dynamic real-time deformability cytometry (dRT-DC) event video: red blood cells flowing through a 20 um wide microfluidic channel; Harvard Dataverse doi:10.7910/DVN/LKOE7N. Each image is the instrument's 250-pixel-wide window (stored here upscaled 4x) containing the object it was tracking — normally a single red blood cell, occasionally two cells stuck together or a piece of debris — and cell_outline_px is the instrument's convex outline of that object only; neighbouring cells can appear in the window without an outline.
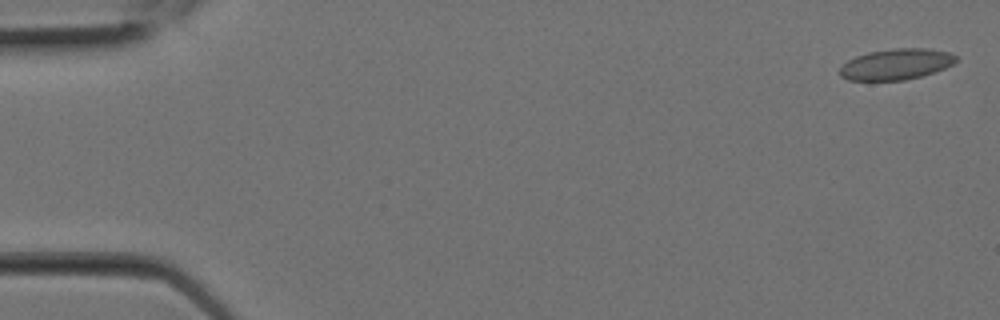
{"species": "Egyptian fruit bat (a non-hibernating species)", "species_latin": "Rousettus aegyptiacus", "temperature_condition": "room temperature", "stored_images_in_passage": 7, "camera_frame_rate_fps": 3000, "um_per_image_px": 0.085, "animal": {"sex": "female"}, "frame": {"image": 1, "passage_image": 1, "time_ms": 0.0, "image_size_px": [1000, 320], "cell_outline_px": [[956, 60], [952, 64], [944, 68], [920, 76], [904, 80], [848, 80], [840, 76], [840, 68], [848, 60], [856, 56], [868, 52], [892, 48], [928, 48], [948, 52], [956, 56]], "centroid_in_image_um": [76.15, 5.45], "position_along_channel_um": 8.9, "area_um2": 20.75}}
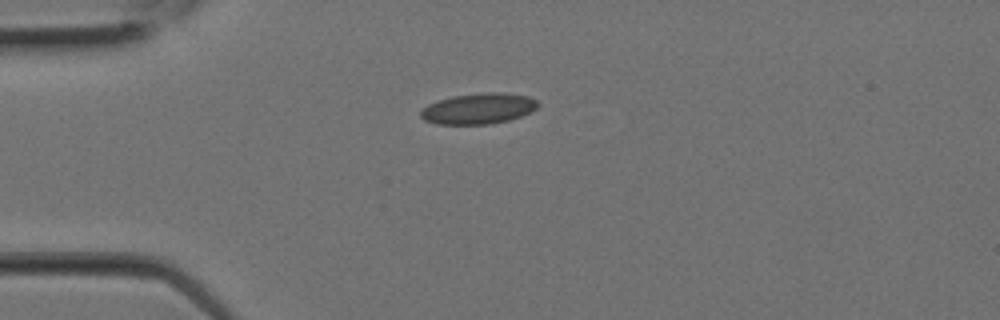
{"frame": {"image": 2, "passage_image": 6, "time_ms": 1.667, "image_size_px": [1000, 320], "cell_outline_px": [[540, 104], [532, 112], [508, 120], [488, 124], [436, 124], [424, 120], [420, 116], [420, 112], [428, 104], [452, 96], [484, 92], [504, 92], [528, 96], [536, 100]], "centroid_in_image_um": [40.69, 9.22], "position_along_channel_um": 44.3, "area_um2": 21.04}}